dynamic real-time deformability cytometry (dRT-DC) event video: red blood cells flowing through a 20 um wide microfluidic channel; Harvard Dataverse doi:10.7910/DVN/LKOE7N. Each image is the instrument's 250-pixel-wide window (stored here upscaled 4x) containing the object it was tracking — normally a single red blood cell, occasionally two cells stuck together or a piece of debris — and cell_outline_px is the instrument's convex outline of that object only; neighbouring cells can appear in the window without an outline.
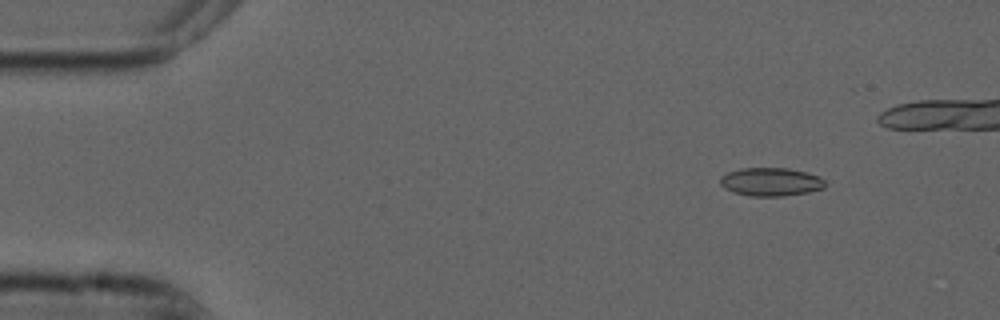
{"species": "common noctule bat (a hibernating species)", "species_latin": "Nyctalus noctula", "temperature_condition": "cold", "stored_images_in_passage": 47, "camera_frame_rate_fps": 3000, "um_per_image_px": 0.085, "animal": {"sex": "male", "forearm_length_mm": 52.5}, "frame": {"image": 1, "passage_image": 6, "time_ms": 1.667, "image_size_px": [1000, 320], "cell_outline_px": [[824, 188], [808, 192], [780, 196], [752, 196], [732, 192], [724, 188], [720, 184], [720, 176], [728, 172], [740, 168], [788, 168], [820, 176], [824, 180]], "centroid_in_image_um": [65.48, 15.45], "position_along_channel_um": 19.5, "area_um2": 17.28}}
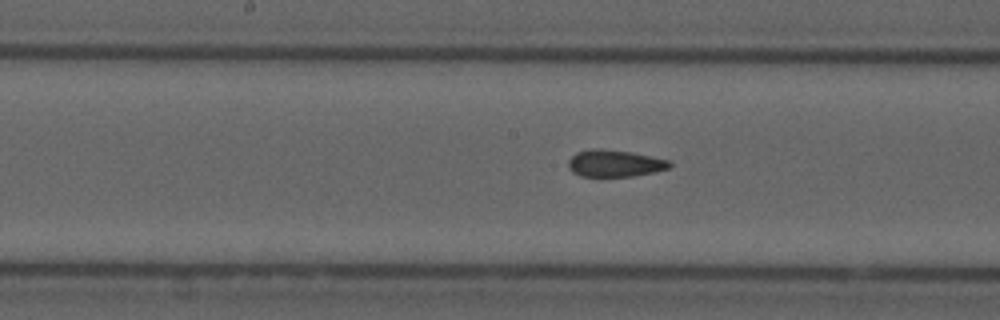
{"frame": {"image": 2, "passage_image": 27, "time_ms": 8.667, "image_size_px": [1000, 320], "cell_outline_px": [[672, 164], [668, 168], [652, 172], [632, 176], [580, 176], [572, 172], [568, 168], [568, 160], [576, 152], [588, 148], [600, 148], [632, 152], [668, 160]], "centroid_in_image_um": [52.18, 13.87], "position_along_channel_um": 196.0, "area_um2": 15.9}}
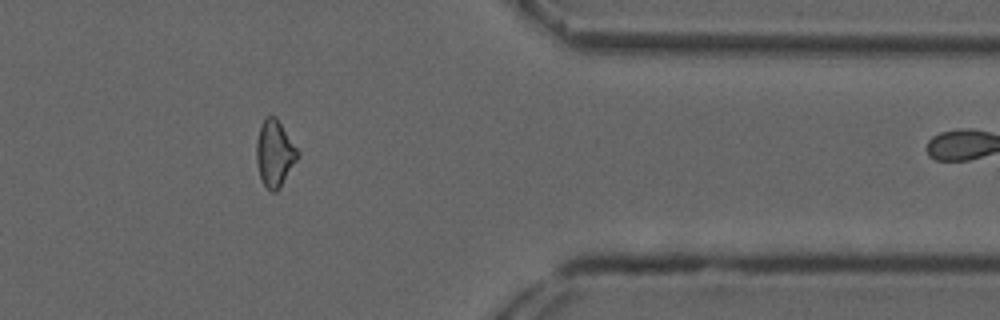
{"frame": {"image": 3, "passage_image": 44, "time_ms": 14.333, "image_size_px": [1000, 320], "cell_outline_px": [[300, 156], [280, 188], [276, 192], [272, 192], [264, 184], [260, 176], [256, 164], [256, 140], [260, 124], [264, 116], [276, 116], [300, 152]], "centroid_in_image_um": [23.35, 13.02], "position_along_channel_um": 388.1, "area_um2": 16.3}, "authors_computed_cell_mechanics": {"area_um2": 16.473, "velocity_mm_per_s": 3.7438, "shape_relaxation_time_tau1_ms": null, "shape_relaxation_time_tau2_ms": 1.9599, "deformation_change_tau1": null, "deformation_change_tau2": 0.0832}}